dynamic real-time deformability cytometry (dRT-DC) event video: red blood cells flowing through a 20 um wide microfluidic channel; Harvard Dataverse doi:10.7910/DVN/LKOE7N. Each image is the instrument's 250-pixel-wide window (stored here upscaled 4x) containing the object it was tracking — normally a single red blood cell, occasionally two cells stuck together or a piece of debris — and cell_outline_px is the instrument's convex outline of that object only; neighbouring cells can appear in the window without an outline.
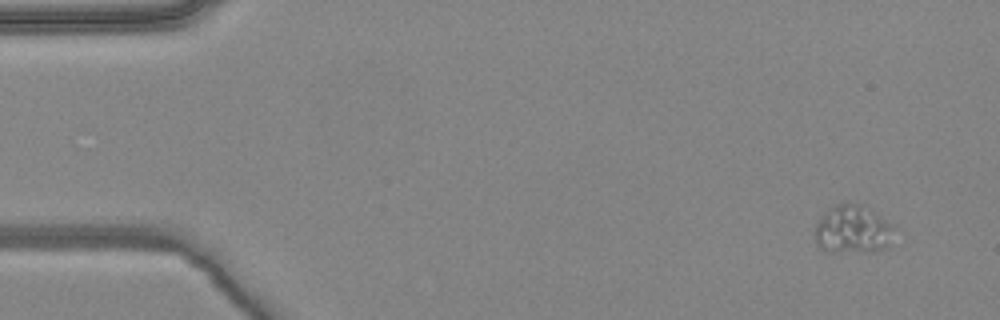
{"species": "common noctule bat (a hibernating species)", "species_latin": "Nyctalus noctula", "temperature_condition": "warm", "stored_images_in_passage": 5, "camera_frame_rate_fps": 3000, "um_per_image_px": 0.085, "animal": {"sex": "female", "body_mass_g": 24.6, "forearm_length_mm": 56.2}, "frame": {"image": 1, "passage_image": 5, "time_ms": 1.333, "image_size_px": [1000, 320], "cell_outline_px": [[888, 248], [872, 252], [824, 252], [816, 244], [816, 224], [828, 208], [836, 204], [848, 200], [860, 204], [888, 224]], "centroid_in_image_um": [72.34, 19.52], "position_along_channel_um": 12.7, "area_um2": 21.68}}